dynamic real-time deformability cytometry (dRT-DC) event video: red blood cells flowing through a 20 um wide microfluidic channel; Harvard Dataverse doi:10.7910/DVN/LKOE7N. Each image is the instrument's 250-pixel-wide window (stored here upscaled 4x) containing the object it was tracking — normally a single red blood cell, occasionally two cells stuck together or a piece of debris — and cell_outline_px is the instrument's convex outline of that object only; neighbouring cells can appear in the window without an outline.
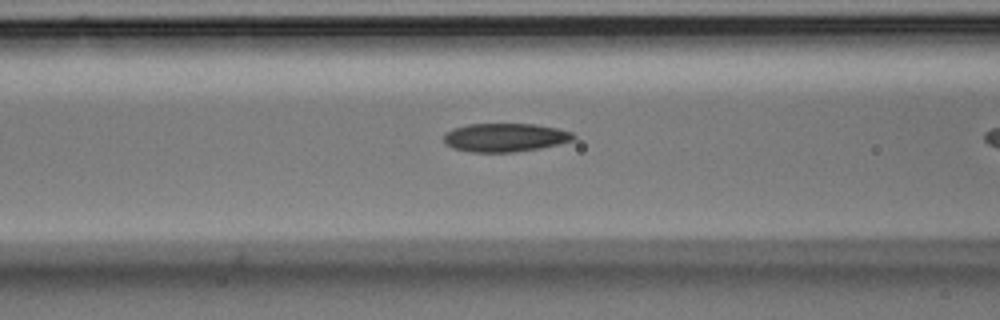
{"species": "Egyptian fruit bat (a non-hibernating species)", "species_latin": "Rousettus aegyptiacus", "temperature_condition": "room temperature", "stored_images_in_passage": 11, "camera_frame_rate_fps": 3000, "um_per_image_px": 0.085, "animal": {"sex": "male"}, "frame": {"image": 1, "passage_image": 10, "time_ms": 3.0, "image_size_px": [1000, 320], "cell_outline_px": [[576, 136], [572, 140], [540, 148], [512, 152], [472, 152], [452, 148], [444, 144], [444, 132], [452, 128], [468, 124], [536, 124], [556, 128], [572, 132]], "centroid_in_image_um": [42.87, 11.68], "position_along_channel_um": 123.7, "area_um2": 21.56}}